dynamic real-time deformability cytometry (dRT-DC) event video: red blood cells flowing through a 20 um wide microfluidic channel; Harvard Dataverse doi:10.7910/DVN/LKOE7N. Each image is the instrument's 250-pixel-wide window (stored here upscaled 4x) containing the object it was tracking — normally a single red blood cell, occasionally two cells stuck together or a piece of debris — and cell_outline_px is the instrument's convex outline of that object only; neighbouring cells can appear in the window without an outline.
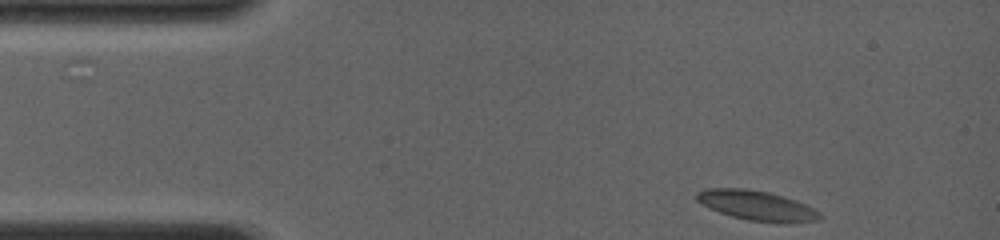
{"species": "common noctule bat (a hibernating species)", "species_latin": "Nyctalus noctula", "temperature_condition": "room temperature", "stored_images_in_passage": 4, "camera_frame_rate_fps": 4000, "um_per_image_px": 0.085, "animal": {"sex": "female", "body_mass_g": 19.0, "forearm_length_mm": 56.7}, "frame": {"image": 1, "passage_image": 1, "time_ms": 0.0, "image_size_px": [1000, 240], "cell_outline_px": [[824, 216], [820, 220], [748, 220], [732, 216], [720, 212], [696, 200], [696, 192], [704, 188], [744, 188], [768, 192], [784, 196], [796, 200], [820, 212]], "centroid_in_image_um": [64.26, 17.41], "position_along_channel_um": 20.7, "area_um2": 20.46}}
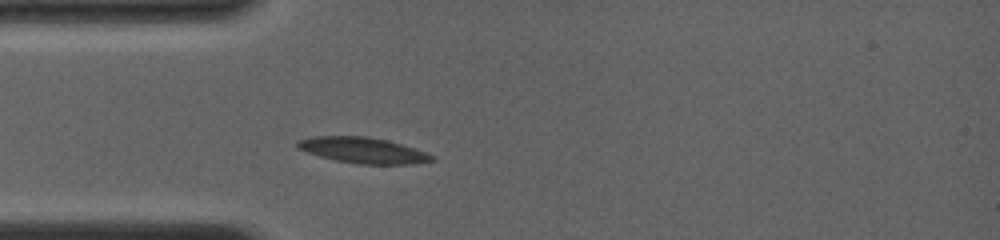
{"frame": {"image": 2, "passage_image": 4, "time_ms": 2.5, "image_size_px": [1000, 240], "cell_outline_px": [[436, 160], [412, 164], [356, 164], [336, 160], [320, 156], [296, 148], [296, 140], [312, 136], [364, 136], [388, 140], [436, 156]], "centroid_in_image_um": [30.82, 12.77], "position_along_channel_um": 54.2, "area_um2": 20.17}}